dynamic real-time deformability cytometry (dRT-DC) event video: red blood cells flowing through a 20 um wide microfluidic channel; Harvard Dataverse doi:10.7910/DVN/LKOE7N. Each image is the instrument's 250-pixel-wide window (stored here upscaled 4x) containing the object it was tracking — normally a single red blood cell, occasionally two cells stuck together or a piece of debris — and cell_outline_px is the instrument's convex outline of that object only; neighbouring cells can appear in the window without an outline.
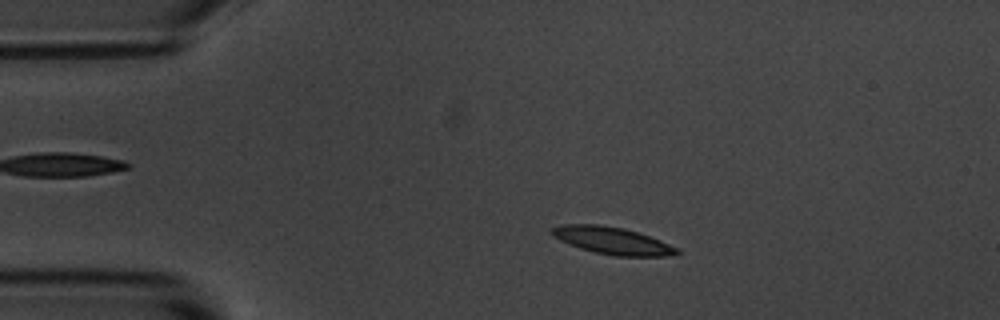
{"species": "common noctule bat (a hibernating species)", "species_latin": "Nyctalus noctula", "temperature_condition": "room temperature", "stored_images_in_passage": 52, "camera_frame_rate_fps": 3000, "um_per_image_px": 0.085, "animal": {"sex": "male", "body_mass_g": 20.1, "forearm_length_mm": 53.5}, "frame": {"image": 1, "passage_image": 8, "time_ms": 2.333, "image_size_px": [1000, 320], "cell_outline_px": [[680, 252], [676, 256], [612, 256], [580, 248], [568, 244], [552, 236], [548, 232], [552, 228], [564, 224], [596, 224], [624, 228], [660, 240], [676, 248]], "centroid_in_image_um": [52.01, 20.46], "position_along_channel_um": 33.0, "area_um2": 19.77}}
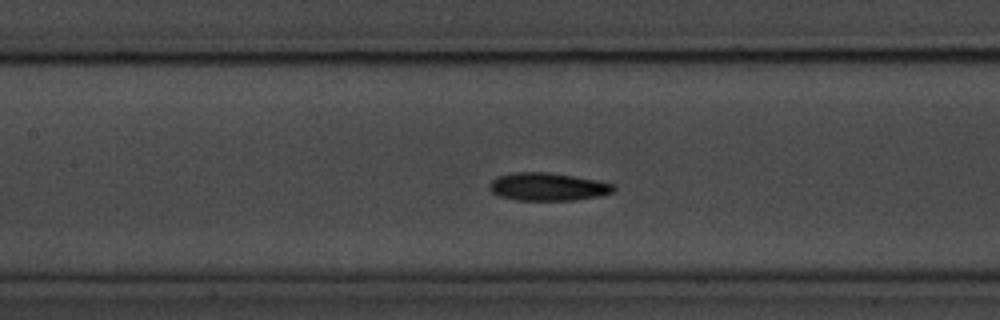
{"frame": {"image": 2, "passage_image": 22, "time_ms": 7.0, "image_size_px": [1000, 320], "cell_outline_px": [[616, 188], [612, 192], [600, 196], [572, 200], [516, 200], [500, 196], [492, 192], [488, 188], [488, 184], [496, 176], [512, 172], [548, 172], [596, 180], [612, 184]], "centroid_in_image_um": [46.5, 15.87], "position_along_channel_um": 160.9, "area_um2": 20.17}}
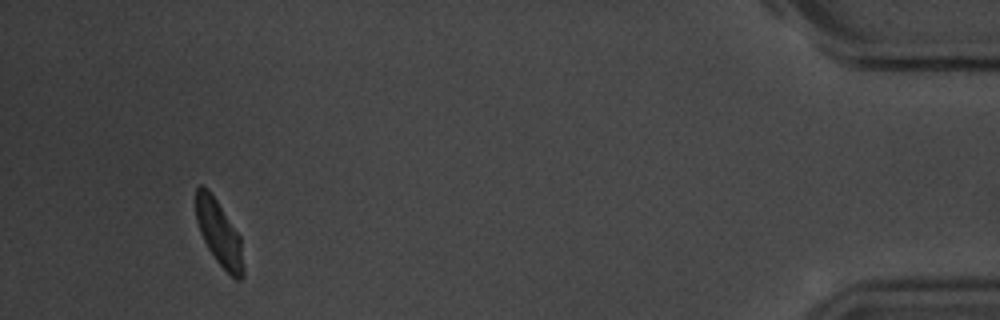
{"frame": {"image": 3, "passage_image": 49, "time_ms": 16.0, "image_size_px": [1000, 320], "cell_outline_px": [[244, 276], [240, 280], [236, 280], [216, 260], [208, 248], [200, 232], [196, 220], [196, 188], [200, 184], [208, 188], [240, 236], [244, 268]], "centroid_in_image_um": [18.62, 19.82], "position_along_channel_um": 416.6, "area_um2": 17.8}, "authors_computed_cell_mechanics": {"area_um2": 19.2474, "velocity_mm_per_s": 3.6286, "shape_relaxation_time_tau1_ms": 1.9662, "shape_relaxation_time_tau2_ms": 4.9349, "deformation_change_tau1": 0.1083, "deformation_change_tau2": 0.1006}}